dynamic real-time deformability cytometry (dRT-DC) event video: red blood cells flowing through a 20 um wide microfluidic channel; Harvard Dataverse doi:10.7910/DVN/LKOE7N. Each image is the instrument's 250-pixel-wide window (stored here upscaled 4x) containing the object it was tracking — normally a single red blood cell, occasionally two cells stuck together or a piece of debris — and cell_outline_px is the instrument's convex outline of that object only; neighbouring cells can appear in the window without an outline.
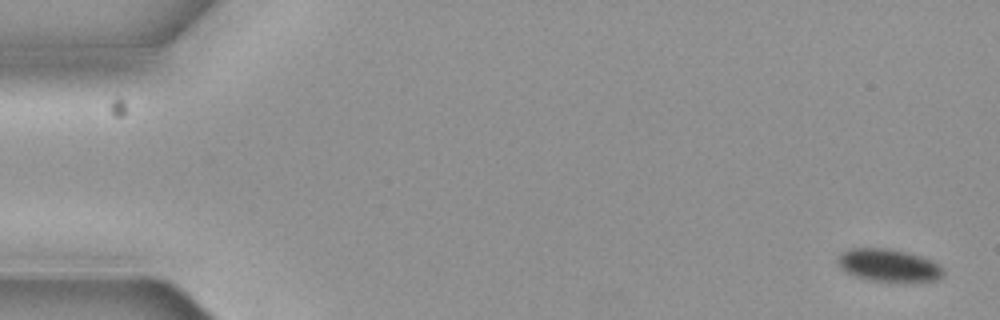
{"species": "common noctule bat (a hibernating species)", "species_latin": "Nyctalus noctula", "temperature_condition": "cold", "stored_images_in_passage": 8, "camera_frame_rate_fps": 3000, "um_per_image_px": 0.085, "animal": {"sex": "female", "body_mass_g": 19.3, "forearm_length_mm": 54.1}, "frame": {"image": 1, "passage_image": 1, "time_ms": 0.0, "image_size_px": [1000, 320], "cell_outline_px": [[944, 272], [936, 280], [872, 280], [856, 276], [840, 268], [836, 260], [844, 252], [856, 248], [884, 248], [904, 252], [920, 256], [936, 264]], "centroid_in_image_um": [75.47, 22.53], "position_along_channel_um": 9.5, "area_um2": 18.96}}
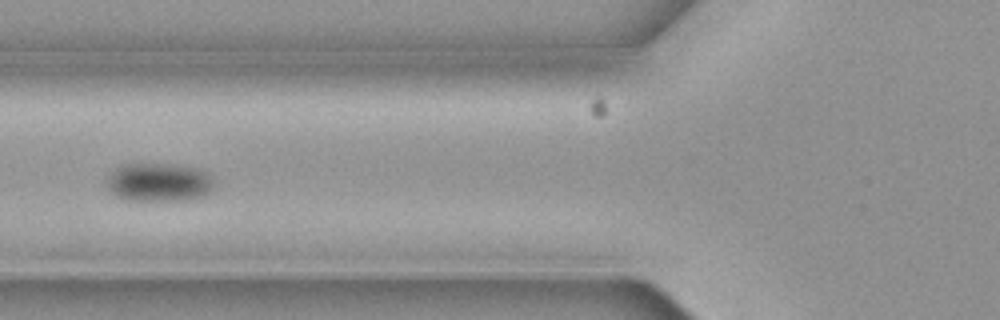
{"frame": {"image": 2, "passage_image": 7, "time_ms": 2.0, "image_size_px": [1000, 320], "cell_outline_px": [[216, 184], [212, 192], [204, 196], [184, 200], [128, 200], [112, 196], [108, 188], [108, 176], [116, 168], [124, 164], [172, 164], [200, 168], [208, 172], [216, 180]], "centroid_in_image_um": [13.58, 15.5], "position_along_channel_um": 112.2, "area_um2": 24.62}}
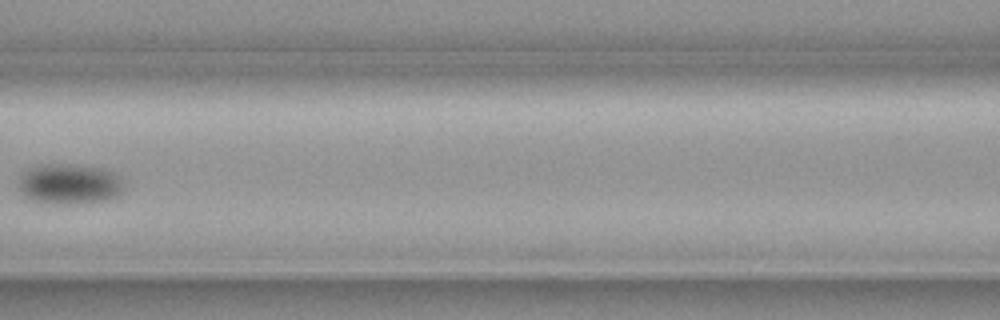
{"frame": {"image": 3, "passage_image": 8, "time_ms": 2.333, "image_size_px": [1000, 320], "cell_outline_px": [[124, 188], [116, 196], [108, 200], [76, 204], [52, 204], [36, 200], [24, 196], [20, 192], [20, 172], [36, 164], [84, 164], [104, 168], [112, 172], [124, 184]], "centroid_in_image_um": [5.88, 15.62], "position_along_channel_um": 160.7, "area_um2": 25.2}}